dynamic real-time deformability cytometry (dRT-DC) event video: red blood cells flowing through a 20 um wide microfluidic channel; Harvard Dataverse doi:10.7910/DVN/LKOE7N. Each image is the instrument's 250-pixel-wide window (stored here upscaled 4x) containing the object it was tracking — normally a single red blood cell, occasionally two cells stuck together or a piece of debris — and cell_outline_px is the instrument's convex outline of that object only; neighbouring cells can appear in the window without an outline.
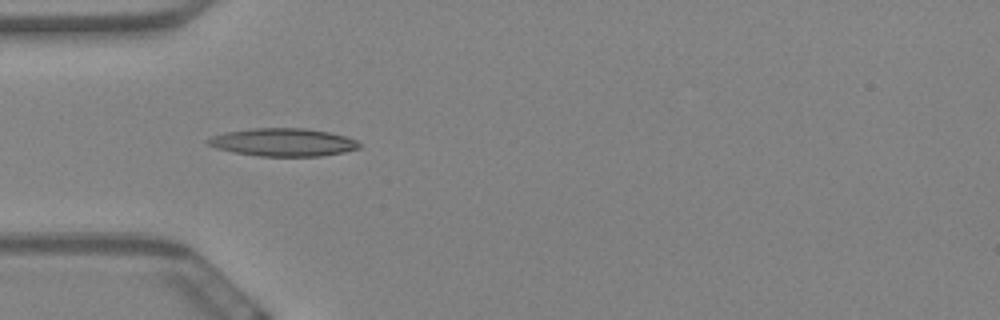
{"species": "Egyptian fruit bat (a non-hibernating species)", "species_latin": "Rousettus aegyptiacus", "temperature_condition": "warm", "stored_images_in_passage": 11, "camera_frame_rate_fps": 3000, "um_per_image_px": 0.085, "animal": {"sex": "female"}, "frame": {"image": 1, "passage_image": 5, "time_ms": 1.333, "image_size_px": [1000, 320], "cell_outline_px": [[360, 148], [344, 152], [320, 156], [256, 156], [232, 152], [216, 148], [208, 144], [208, 140], [212, 136], [224, 132], [252, 128], [304, 128], [328, 132], [344, 136], [356, 140], [360, 144]], "centroid_in_image_um": [24.05, 12.09], "position_along_channel_um": 61.0, "area_um2": 24.57}}